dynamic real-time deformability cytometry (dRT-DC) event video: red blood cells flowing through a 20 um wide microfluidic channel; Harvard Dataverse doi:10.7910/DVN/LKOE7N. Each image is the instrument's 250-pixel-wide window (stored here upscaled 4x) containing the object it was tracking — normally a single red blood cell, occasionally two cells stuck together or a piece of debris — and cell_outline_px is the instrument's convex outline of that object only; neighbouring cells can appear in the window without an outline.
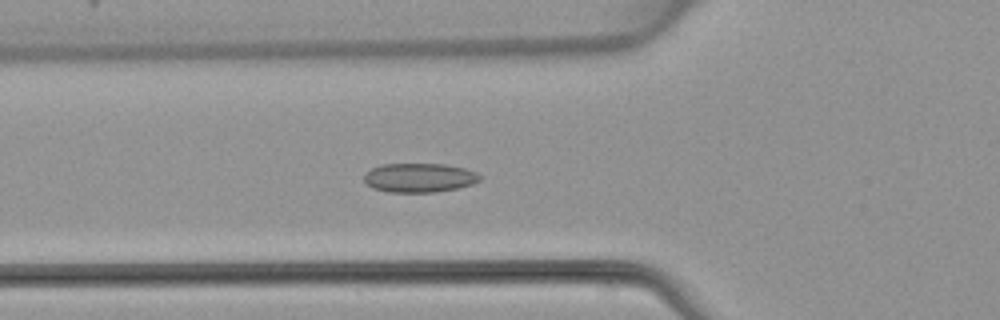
{"species": "common noctule bat (a hibernating species)", "species_latin": "Nyctalus noctula", "temperature_condition": "warm", "stored_images_in_passage": 48, "camera_frame_rate_fps": 3000, "um_per_image_px": 0.085, "animal": {"sex": "female", "body_mass_g": 22.7, "forearm_length_mm": 54.2}, "frame": {"image": 1, "passage_image": 17, "time_ms": 5.333, "image_size_px": [1000, 320], "cell_outline_px": [[484, 176], [480, 180], [472, 184], [456, 188], [436, 192], [388, 192], [372, 188], [364, 180], [364, 172], [380, 164], [444, 164], [464, 168], [476, 172]], "centroid_in_image_um": [35.64, 15.1], "position_along_channel_um": 90.2, "area_um2": 19.77}}
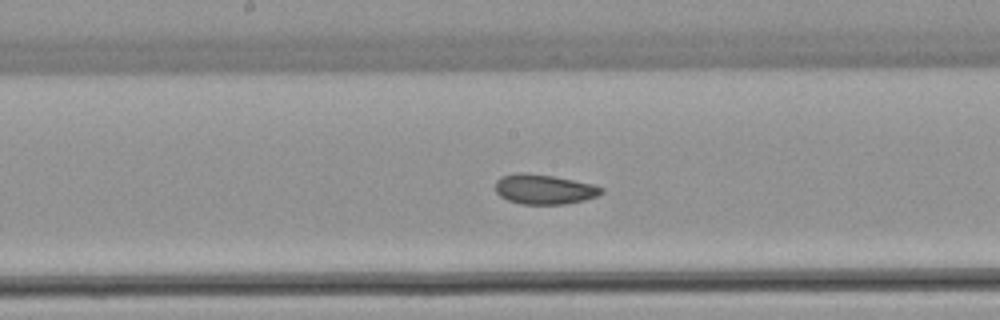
{"frame": {"image": 2, "passage_image": 25, "time_ms": 8.0, "image_size_px": [1000, 320], "cell_outline_px": [[604, 192], [596, 196], [584, 200], [564, 204], [520, 204], [508, 200], [500, 196], [496, 192], [496, 180], [500, 176], [524, 172], [552, 176], [592, 184], [604, 188]], "centroid_in_image_um": [46.24, 16.09], "position_along_channel_um": 202.0, "area_um2": 18.32}}
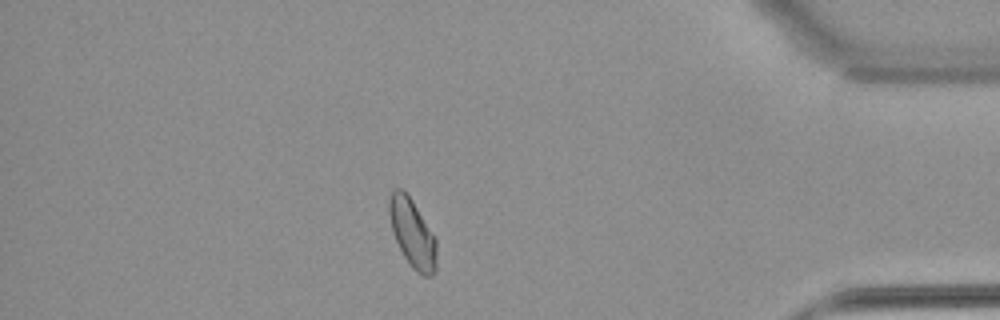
{"frame": {"image": 3, "passage_image": 42, "time_ms": 13.667, "image_size_px": [1000, 320], "cell_outline_px": [[436, 272], [432, 276], [424, 276], [416, 272], [412, 268], [404, 256], [392, 232], [388, 212], [388, 200], [392, 188], [404, 188], [412, 200], [436, 240]], "centroid_in_image_um": [35.03, 19.8], "position_along_channel_um": 400.2, "area_um2": 18.96}}